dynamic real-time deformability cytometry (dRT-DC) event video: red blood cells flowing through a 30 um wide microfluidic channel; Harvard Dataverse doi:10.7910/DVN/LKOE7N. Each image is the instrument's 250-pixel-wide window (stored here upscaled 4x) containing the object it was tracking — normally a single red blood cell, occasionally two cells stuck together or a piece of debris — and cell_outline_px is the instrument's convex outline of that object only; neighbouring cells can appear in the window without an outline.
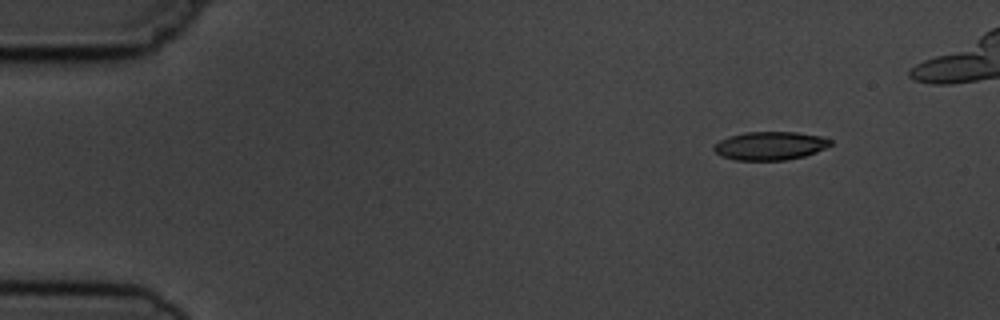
{"species": "common noctule bat (a hibernating species)", "species_latin": "Nyctalus noctula", "temperature_condition": "cold", "stored_images_in_passage": 6, "segment_of_instrument_passage": [2, 2], "camera_frame_rate_fps": 3000, "um_per_image_px": 0.085, "animal": {"sex": "male", "body_mass_g": 19.5, "forearm_length_mm": 54.6}, "frame": {"image": 1, "passage_image": 6, "time_ms": 5.667, "image_size_px": [1000, 320], "cell_outline_px": [[832, 144], [816, 152], [804, 156], [788, 160], [736, 160], [720, 156], [712, 148], [720, 140], [728, 136], [744, 132], [796, 132], [824, 136], [832, 140]], "centroid_in_image_um": [65.47, 12.38], "position_along_channel_um": 19.5, "area_um2": 19.42}}